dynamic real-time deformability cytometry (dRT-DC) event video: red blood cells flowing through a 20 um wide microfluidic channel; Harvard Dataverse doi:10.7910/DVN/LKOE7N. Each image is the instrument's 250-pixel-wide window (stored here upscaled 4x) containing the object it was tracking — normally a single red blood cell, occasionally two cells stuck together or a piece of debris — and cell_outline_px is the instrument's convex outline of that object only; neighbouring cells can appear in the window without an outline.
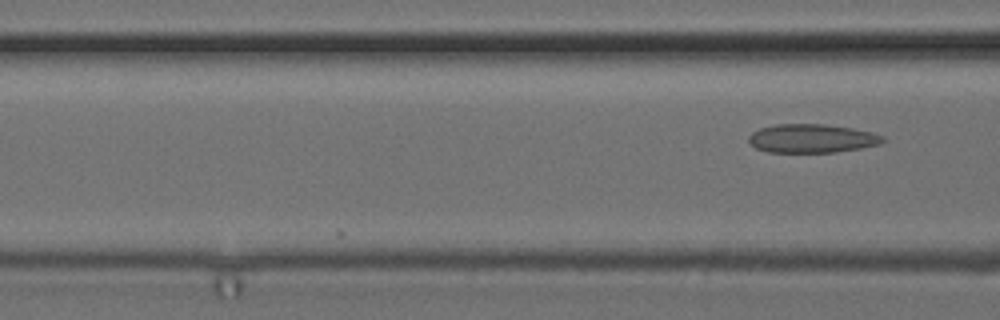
{"species": "common noctule bat (a hibernating species)", "species_latin": "Nyctalus noctula", "temperature_condition": "cold", "stored_images_in_passage": 8, "camera_frame_rate_fps": 3000, "um_per_image_px": 0.085, "animal": {"sex": "female", "body_mass_g": 24.6, "forearm_length_mm": 56.2}, "frame": {"image": 1, "passage_image": 8, "time_ms": 2.333, "image_size_px": [1000, 320], "cell_outline_px": [[884, 140], [880, 144], [860, 148], [836, 152], [768, 152], [756, 148], [748, 140], [748, 136], [752, 132], [760, 128], [776, 124], [824, 124], [852, 128], [872, 132], [884, 136]], "centroid_in_image_um": [69.0, 11.76], "position_along_channel_um": 97.6, "area_um2": 22.37}}